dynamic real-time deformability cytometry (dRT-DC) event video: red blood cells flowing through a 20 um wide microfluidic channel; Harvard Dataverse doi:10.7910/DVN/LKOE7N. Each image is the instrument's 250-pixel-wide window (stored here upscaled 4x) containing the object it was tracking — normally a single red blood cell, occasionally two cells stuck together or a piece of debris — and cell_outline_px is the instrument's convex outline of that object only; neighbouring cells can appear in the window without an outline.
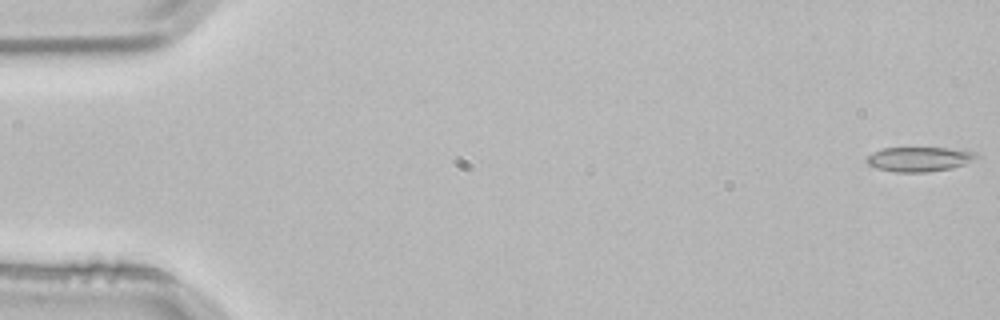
{"species": "common noctule bat (a hibernating species)", "species_latin": "Nyctalus noctula", "temperature_condition": "room temperature", "stored_images_in_passage": 3, "camera_frame_rate_fps": 3000, "um_per_image_px": 0.085, "animal": {"sex": "male", "body_mass_g": 21.5, "forearm_length_mm": 52.0}, "frame": {"image": 1, "passage_image": 1, "time_ms": 0.0, "image_size_px": [1000, 320], "cell_outline_px": [[976, 156], [964, 164], [952, 168], [924, 172], [896, 172], [876, 168], [868, 164], [864, 160], [872, 152], [884, 148], [948, 148], [976, 152]], "centroid_in_image_um": [78.06, 13.53], "position_along_channel_um": 6.9, "area_um2": 15.49}}
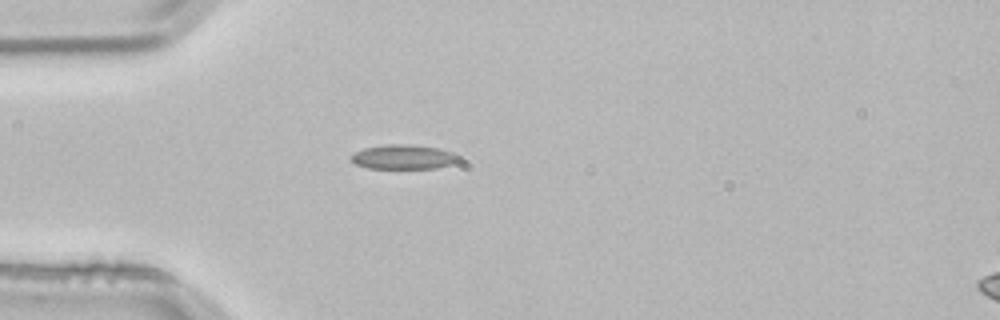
{"frame": {"image": 2, "passage_image": 3, "time_ms": 0.667, "image_size_px": [1000, 320], "cell_outline_px": [[464, 160], [452, 164], [436, 168], [368, 168], [356, 164], [352, 160], [352, 156], [356, 152], [364, 148], [388, 144], [412, 144], [440, 148], [452, 152], [460, 156]], "centroid_in_image_um": [34.4, 13.33], "position_along_channel_um": 50.6, "area_um2": 15.43}}